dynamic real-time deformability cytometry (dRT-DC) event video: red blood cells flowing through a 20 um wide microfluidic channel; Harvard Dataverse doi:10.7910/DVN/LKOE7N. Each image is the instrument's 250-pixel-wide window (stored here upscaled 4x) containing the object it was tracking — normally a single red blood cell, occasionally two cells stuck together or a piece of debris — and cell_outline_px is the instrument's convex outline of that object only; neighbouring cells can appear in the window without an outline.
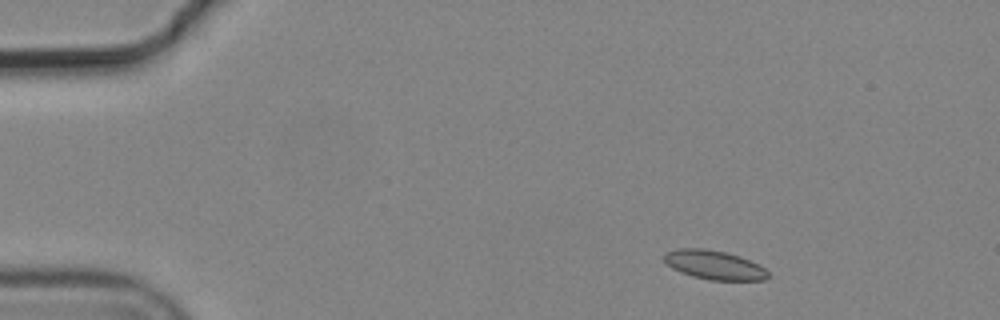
{"species": "common noctule bat (a hibernating species)", "species_latin": "Nyctalus noctula", "temperature_condition": "cold", "stored_images_in_passage": 7, "camera_frame_rate_fps": 3000, "um_per_image_px": 0.085, "animal": {"sex": "male", "body_mass_g": 19.2, "forearm_length_mm": 51.8}, "frame": {"image": 1, "passage_image": 1, "time_ms": 0.0, "image_size_px": [1000, 320], "cell_outline_px": [[768, 276], [764, 280], [708, 280], [692, 276], [680, 272], [672, 268], [664, 260], [664, 252], [676, 248], [704, 248], [724, 252], [740, 256], [764, 268], [768, 272]], "centroid_in_image_um": [60.66, 22.51], "position_along_channel_um": 24.3, "area_um2": 17.51}}
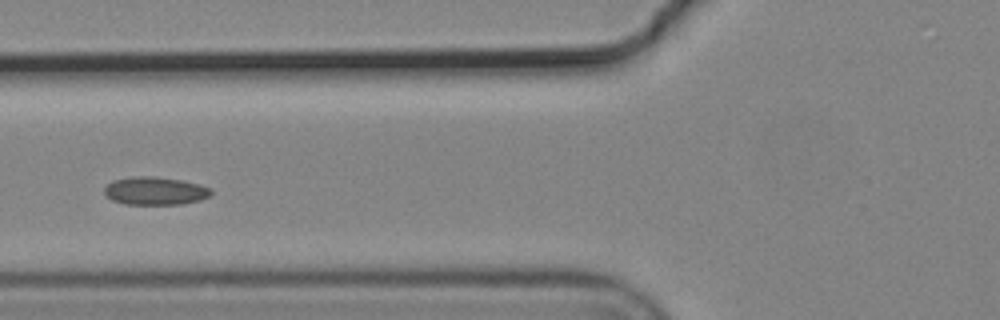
{"frame": {"image": 2, "passage_image": 5, "time_ms": 1.333, "image_size_px": [1000, 320], "cell_outline_px": [[212, 196], [200, 200], [180, 204], [124, 204], [112, 200], [104, 192], [104, 188], [112, 180], [132, 176], [152, 176], [184, 180], [200, 184], [212, 188]], "centroid_in_image_um": [13.22, 16.21], "position_along_channel_um": 112.6, "area_um2": 17.63}}
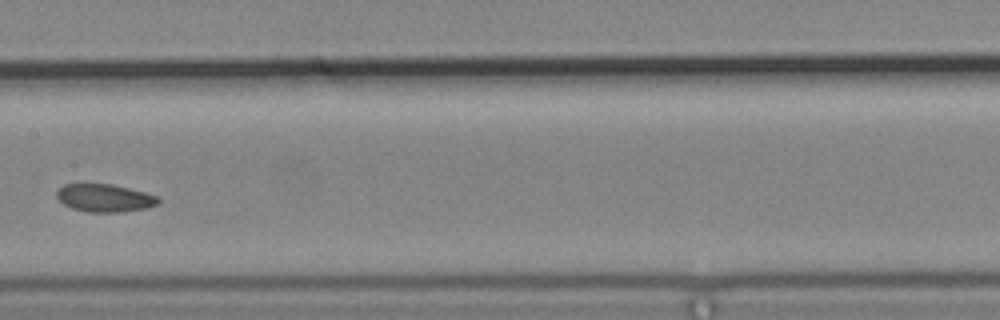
{"frame": {"image": 3, "passage_image": 7, "time_ms": 2.0, "image_size_px": [1000, 320], "cell_outline_px": [[160, 204], [148, 208], [124, 212], [88, 212], [72, 208], [64, 204], [56, 196], [56, 192], [64, 184], [112, 184], [144, 192], [156, 196], [160, 200]], "centroid_in_image_um": [8.92, 16.84], "position_along_channel_um": 198.5, "area_um2": 16.47}}